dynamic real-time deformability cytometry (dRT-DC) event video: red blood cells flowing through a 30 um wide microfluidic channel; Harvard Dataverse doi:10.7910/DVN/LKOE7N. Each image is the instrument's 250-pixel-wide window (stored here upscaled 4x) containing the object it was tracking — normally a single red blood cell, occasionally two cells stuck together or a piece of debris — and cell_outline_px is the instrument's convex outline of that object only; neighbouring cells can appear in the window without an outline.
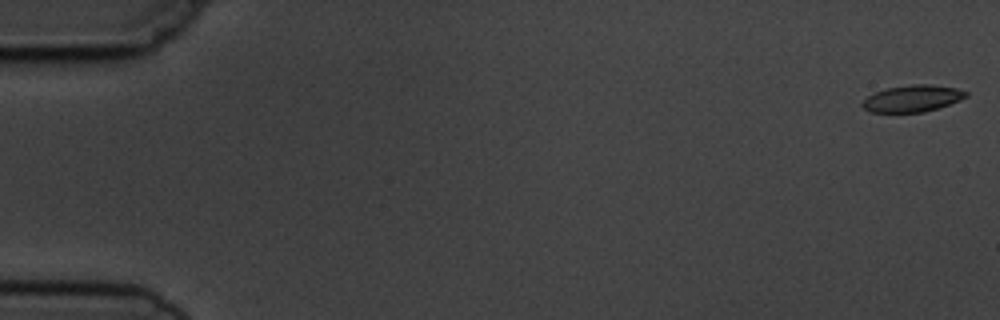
{"species": "common noctule bat (a hibernating species)", "species_latin": "Nyctalus noctula", "temperature_condition": "cold", "stored_images_in_passage": 5, "camera_frame_rate_fps": 3000, "um_per_image_px": 0.085, "animal": {"sex": "male", "body_mass_g": 19.5, "forearm_length_mm": 54.6}, "frame": {"image": 1, "passage_image": 1, "time_ms": 0.0, "image_size_px": [1000, 320], "cell_outline_px": [[968, 96], [960, 100], [924, 112], [872, 112], [864, 108], [860, 104], [872, 92], [888, 88], [912, 84], [928, 84], [956, 88], [968, 92]], "centroid_in_image_um": [77.54, 8.36], "position_along_channel_um": 7.5, "area_um2": 16.01}}
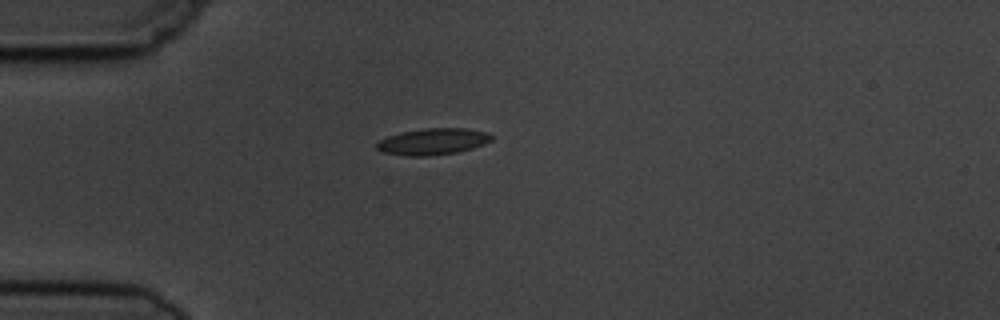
{"frame": {"image": 2, "passage_image": 5, "time_ms": 4.667, "image_size_px": [1000, 320], "cell_outline_px": [[492, 140], [484, 144], [472, 148], [456, 152], [428, 156], [408, 156], [380, 152], [376, 148], [376, 144], [380, 140], [388, 136], [400, 132], [424, 128], [468, 128], [488, 132], [492, 136]], "centroid_in_image_um": [36.78, 12.02], "position_along_channel_um": 48.2, "area_um2": 17.8}}